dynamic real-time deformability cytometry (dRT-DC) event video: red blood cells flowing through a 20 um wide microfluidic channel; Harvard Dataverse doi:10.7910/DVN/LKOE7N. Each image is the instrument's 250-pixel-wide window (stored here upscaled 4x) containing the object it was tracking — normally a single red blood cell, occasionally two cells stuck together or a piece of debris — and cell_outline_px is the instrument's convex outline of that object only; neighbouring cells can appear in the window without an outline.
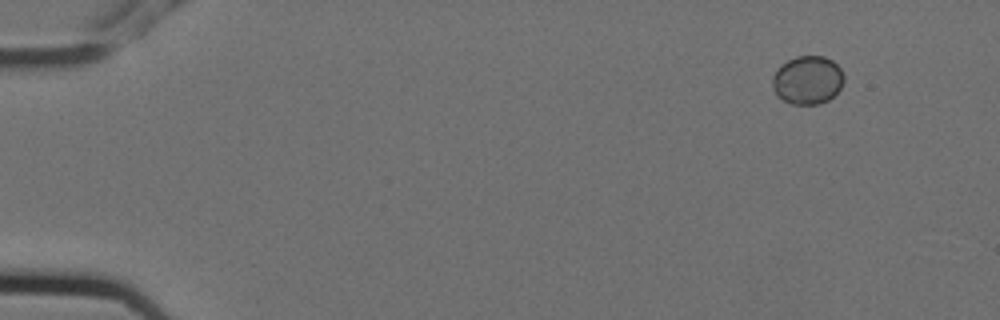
{"species": "Egyptian fruit bat (a non-hibernating species)", "species_latin": "Rousettus aegyptiacus", "temperature_condition": "cold", "stored_images_in_passage": 5, "camera_frame_rate_fps": 3000, "um_per_image_px": 0.085, "animal": {"sex": "female"}, "frame": {"image": 1, "passage_image": 5, "time_ms": 1.333, "image_size_px": [1000, 320], "cell_outline_px": [[844, 80], [840, 88], [828, 100], [820, 104], [792, 104], [776, 96], [772, 88], [772, 76], [788, 60], [796, 56], [824, 56], [832, 60], [840, 68], [844, 76]], "centroid_in_image_um": [68.64, 6.81], "position_along_channel_um": 16.4, "area_um2": 20.06}}